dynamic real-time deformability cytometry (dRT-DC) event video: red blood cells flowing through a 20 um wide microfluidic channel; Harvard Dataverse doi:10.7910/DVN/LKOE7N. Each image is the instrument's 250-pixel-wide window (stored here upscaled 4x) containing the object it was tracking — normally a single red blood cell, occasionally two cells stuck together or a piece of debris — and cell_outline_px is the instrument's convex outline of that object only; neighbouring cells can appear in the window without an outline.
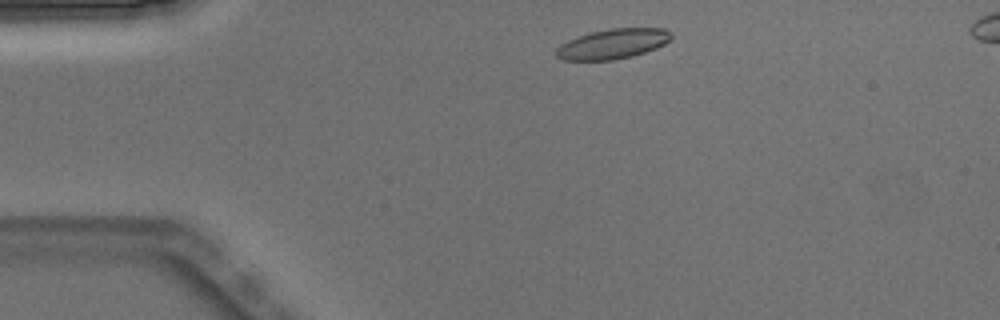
{"species": "Egyptian fruit bat (a non-hibernating species)", "species_latin": "Rousettus aegyptiacus", "temperature_condition": "warm", "stored_images_in_passage": 3, "camera_frame_rate_fps": 3000, "um_per_image_px": 0.085, "animal": {"sex": "male"}, "frame": {"image": 1, "passage_image": 1, "time_ms": 0.0, "image_size_px": [1000, 320], "cell_outline_px": [[672, 36], [664, 44], [656, 48], [632, 56], [612, 60], [564, 60], [556, 56], [556, 48], [560, 44], [568, 40], [592, 32], [612, 28], [664, 28], [672, 32]], "centroid_in_image_um": [52.09, 3.73], "position_along_channel_um": 32.9, "area_um2": 19.94}}